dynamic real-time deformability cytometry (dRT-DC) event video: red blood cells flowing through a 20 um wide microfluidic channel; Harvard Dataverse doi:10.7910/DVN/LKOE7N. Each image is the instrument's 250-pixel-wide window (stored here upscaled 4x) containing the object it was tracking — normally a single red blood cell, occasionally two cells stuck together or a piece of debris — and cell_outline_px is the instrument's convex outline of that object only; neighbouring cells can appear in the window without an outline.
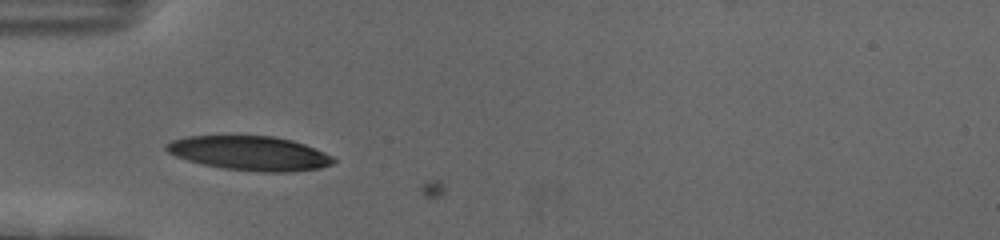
{"species": "human", "species_latin": "Homo sapiens", "temperature_condition": "cold", "stored_images_in_passage": 6, "camera_frame_rate_fps": 3000, "um_per_image_px": 0.085, "donor": {"sex": "female"}, "frame": {"image": 1, "passage_image": 1, "time_ms": 0.0, "image_size_px": [1000, 240], "cell_outline_px": [[336, 160], [332, 164], [320, 168], [288, 172], [260, 172], [224, 168], [204, 164], [188, 160], [176, 156], [168, 152], [164, 148], [164, 144], [172, 140], [188, 136], [276, 136], [292, 140], [304, 144], [324, 152], [332, 156]], "centroid_in_image_um": [21.23, 13.02], "position_along_channel_um": 63.8, "area_um2": 33.29}}